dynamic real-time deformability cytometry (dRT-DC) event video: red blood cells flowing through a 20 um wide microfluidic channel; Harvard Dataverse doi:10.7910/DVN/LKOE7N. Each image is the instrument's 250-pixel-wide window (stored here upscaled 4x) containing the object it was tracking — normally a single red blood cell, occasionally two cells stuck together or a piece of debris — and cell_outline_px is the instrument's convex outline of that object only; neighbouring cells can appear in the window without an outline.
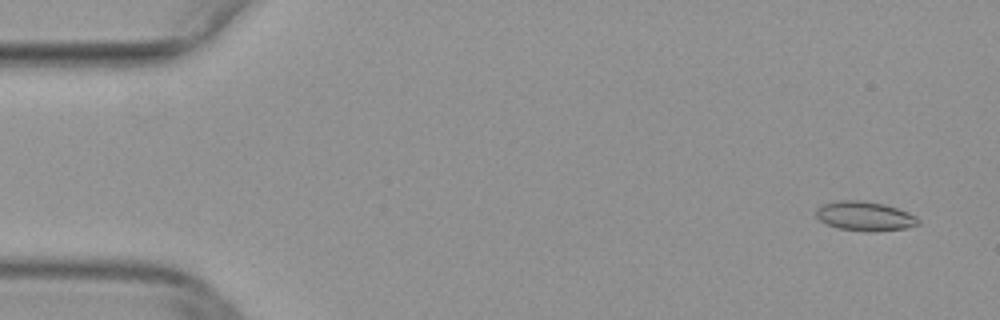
{"species": "common noctule bat (a hibernating species)", "species_latin": "Nyctalus noctula", "temperature_condition": "warm", "stored_images_in_passage": 47, "camera_frame_rate_fps": 3000, "um_per_image_px": 0.085, "animal": {"sex": "female", "body_mass_g": 29.2, "forearm_length_mm": 56.3}, "frame": {"image": 1, "passage_image": 3, "time_ms": 0.667, "image_size_px": [1000, 320], "cell_outline_px": [[920, 224], [908, 228], [876, 232], [868, 232], [840, 228], [828, 224], [820, 220], [816, 216], [816, 208], [824, 204], [840, 200], [860, 200], [884, 204], [908, 212], [916, 216], [920, 220]], "centroid_in_image_um": [73.55, 18.38], "position_along_channel_um": 11.4, "area_um2": 17.51}}
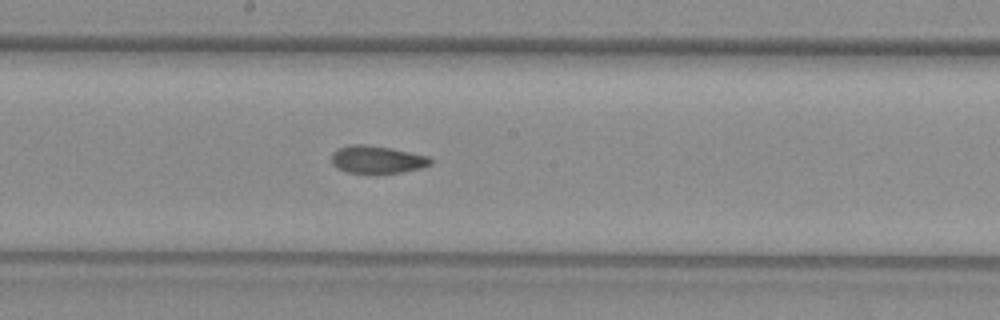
{"frame": {"image": 2, "passage_image": 27, "time_ms": 8.667, "image_size_px": [1000, 320], "cell_outline_px": [[432, 164], [420, 168], [400, 172], [376, 176], [372, 176], [348, 172], [332, 164], [332, 152], [340, 148], [352, 144], [364, 144], [392, 148], [428, 156], [432, 160]], "centroid_in_image_um": [32.06, 13.6], "position_along_channel_um": 216.1, "area_um2": 16.36}}
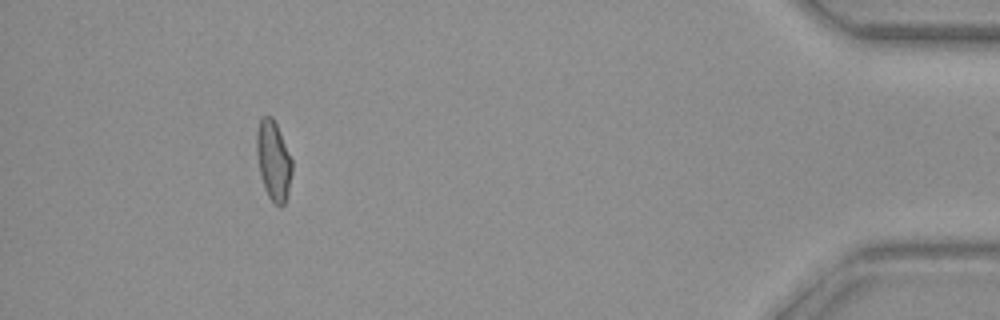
{"frame": {"image": 3, "passage_image": 46, "time_ms": 15.0, "image_size_px": [1000, 320], "cell_outline_px": [[292, 172], [288, 192], [284, 204], [280, 208], [268, 196], [264, 188], [256, 156], [256, 132], [260, 116], [272, 116], [276, 124], [292, 160]], "centroid_in_image_um": [23.22, 13.63], "position_along_channel_um": 412.0, "area_um2": 16.42}}